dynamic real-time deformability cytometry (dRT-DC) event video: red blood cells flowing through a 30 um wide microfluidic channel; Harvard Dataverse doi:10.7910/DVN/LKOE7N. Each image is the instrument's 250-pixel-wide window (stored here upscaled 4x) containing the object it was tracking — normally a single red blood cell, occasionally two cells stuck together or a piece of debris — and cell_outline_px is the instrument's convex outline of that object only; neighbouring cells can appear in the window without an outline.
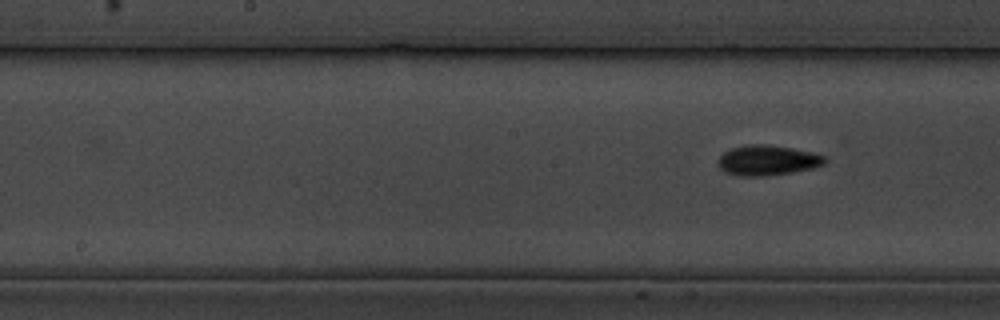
{"species": "common noctule bat (a hibernating species)", "species_latin": "Nyctalus noctula", "temperature_condition": "cold", "stored_images_in_passage": 8, "segment_of_instrument_passage": [2, 2], "camera_frame_rate_fps": 3000, "um_per_image_px": 0.085, "animal": {"sex": "male", "body_mass_g": 19.5, "forearm_length_mm": 54.6}, "frame": {"image": 1, "passage_image": 8, "time_ms": 7.667, "image_size_px": [1000, 320], "cell_outline_px": [[828, 160], [824, 164], [812, 168], [792, 172], [764, 176], [736, 176], [724, 172], [720, 168], [716, 160], [728, 148], [744, 144], [764, 144], [792, 148], [812, 152], [824, 156]], "centroid_in_image_um": [65.18, 13.62], "position_along_channel_um": 183.0, "area_um2": 19.02}}